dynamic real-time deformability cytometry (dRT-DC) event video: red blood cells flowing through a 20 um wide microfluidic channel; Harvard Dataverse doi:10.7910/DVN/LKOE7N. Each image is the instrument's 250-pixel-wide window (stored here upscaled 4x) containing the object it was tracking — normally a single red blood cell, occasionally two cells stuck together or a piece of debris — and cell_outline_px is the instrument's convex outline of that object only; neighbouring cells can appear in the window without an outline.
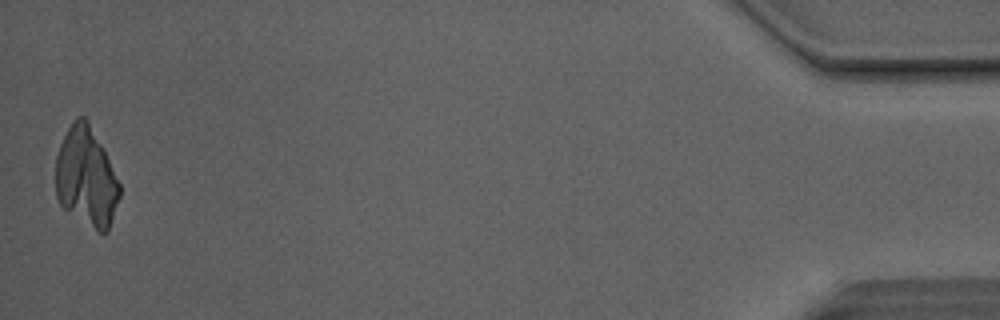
{"species": "Egyptian fruit bat (a non-hibernating species)", "species_latin": "Rousettus aegyptiacus", "temperature_condition": "room temperature", "stored_images_in_passage": 49, "camera_frame_rate_fps": 3000, "um_per_image_px": 0.085, "animal": {"sex": "male"}, "frame": {"image": 1, "passage_image": 49, "time_ms": 16.0, "image_size_px": [1000, 320], "cell_outline_px": [[120, 196], [108, 232], [96, 232], [64, 208], [60, 204], [56, 196], [56, 156], [60, 144], [68, 128], [76, 116], [84, 116], [104, 152], [120, 184]], "centroid_in_image_um": [7.32, 15.11], "position_along_channel_um": 427.9, "area_um2": 36.53}}